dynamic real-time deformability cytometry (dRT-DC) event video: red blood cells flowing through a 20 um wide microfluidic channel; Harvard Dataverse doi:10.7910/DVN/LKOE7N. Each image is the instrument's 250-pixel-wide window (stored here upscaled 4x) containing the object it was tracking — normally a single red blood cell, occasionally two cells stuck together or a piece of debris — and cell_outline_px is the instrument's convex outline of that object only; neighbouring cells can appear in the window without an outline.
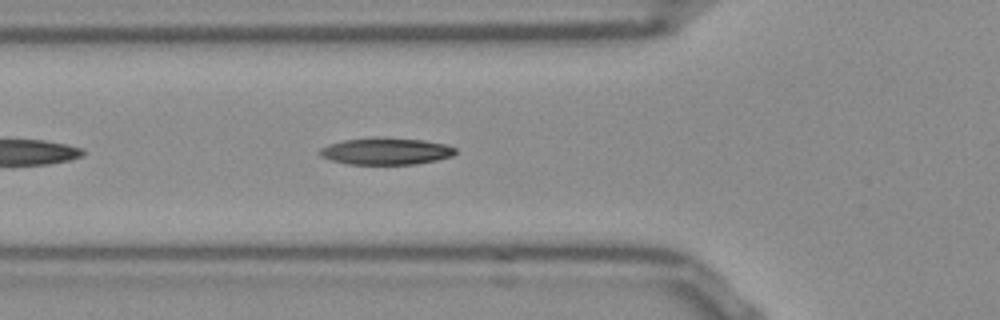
{"species": "Egyptian fruit bat (a non-hibernating species)", "species_latin": "Rousettus aegyptiacus", "temperature_condition": "room temperature", "stored_images_in_passage": 35, "camera_frame_rate_fps": 3000, "um_per_image_px": 0.085, "frame": {"image": 1, "passage_image": 6, "time_ms": 1.667, "image_size_px": [1000, 320], "cell_outline_px": [[456, 152], [452, 156], [436, 160], [416, 164], [348, 164], [332, 160], [320, 156], [320, 148], [328, 144], [344, 140], [372, 136], [380, 136], [424, 140], [444, 144], [456, 148]], "centroid_in_image_um": [32.79, 12.83], "position_along_channel_um": 93.0, "area_um2": 21.44}, "authors_computed_cell_mechanics": {"area_um2": 20.9236, "velocity_mm_per_s": 3.8485, "shape_relaxation_time_tau1_ms": 5.5851, "shape_relaxation_time_tau2_ms": 1.3973, "deformation_change_tau1": 0.2005, "deformation_change_tau2": 0.0814}}